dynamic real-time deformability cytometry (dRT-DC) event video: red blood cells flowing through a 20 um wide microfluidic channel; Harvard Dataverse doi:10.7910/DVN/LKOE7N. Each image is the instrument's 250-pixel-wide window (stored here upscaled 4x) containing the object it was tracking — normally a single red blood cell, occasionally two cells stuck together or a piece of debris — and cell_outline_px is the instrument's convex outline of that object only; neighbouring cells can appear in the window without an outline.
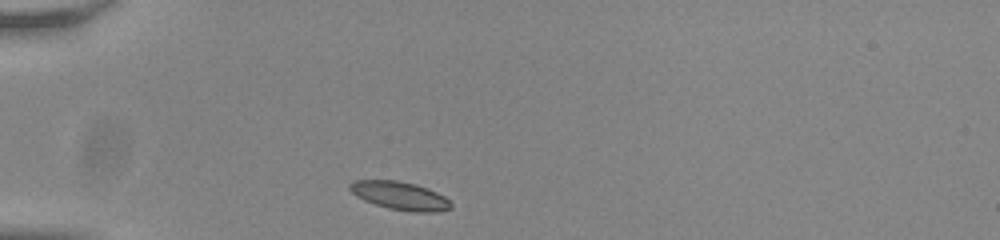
{"species": "common noctule bat (a hibernating species)", "species_latin": "Nyctalus noctula", "temperature_condition": "room temperature", "stored_images_in_passage": 33, "camera_frame_rate_fps": 3000, "um_per_image_px": 0.085, "animal": {"sex": "male", "body_mass_g": 20.0, "forearm_length_mm": 53.3}, "frame": {"image": 1, "passage_image": 1, "time_ms": 0.0, "image_size_px": [1000, 240], "cell_outline_px": [[452, 208], [436, 212], [412, 212], [388, 208], [364, 200], [356, 196], [348, 188], [348, 184], [352, 180], [396, 180], [416, 184], [428, 188], [444, 196], [452, 204]], "centroid_in_image_um": [33.98, 16.63], "position_along_channel_um": 51.0, "area_um2": 16.7}}
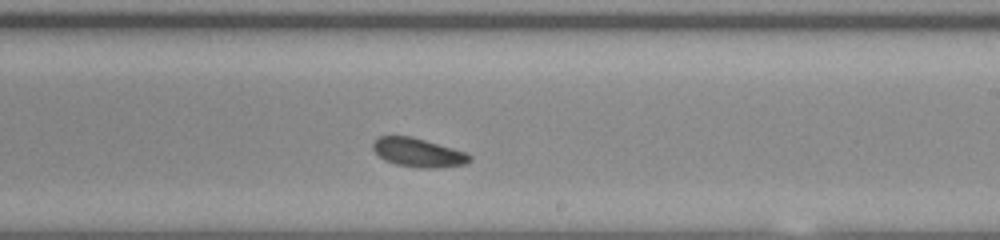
{"frame": {"image": 2, "passage_image": 19, "time_ms": 6.0, "image_size_px": [1000, 240], "cell_outline_px": [[472, 160], [464, 164], [436, 168], [424, 168], [396, 164], [384, 160], [372, 148], [372, 144], [380, 136], [412, 136], [468, 152], [472, 156]], "centroid_in_image_um": [35.59, 12.96], "position_along_channel_um": 253.4, "area_um2": 16.24}}
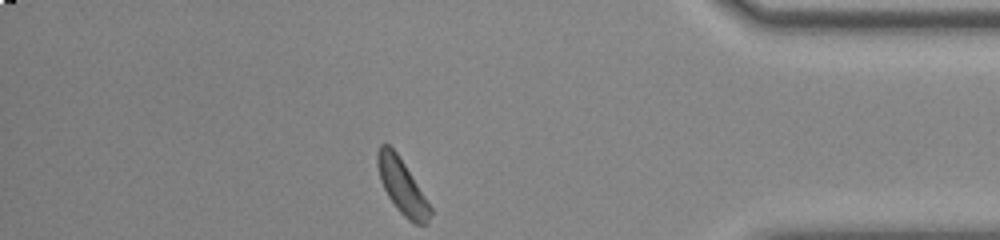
{"frame": {"image": 3, "passage_image": 33, "time_ms": 10.667, "image_size_px": [1000, 240], "cell_outline_px": [[432, 212], [428, 224], [416, 224], [408, 220], [396, 208], [388, 196], [380, 180], [376, 164], [376, 152], [380, 144], [388, 144], [396, 152], [404, 164], [432, 208]], "centroid_in_image_um": [34.15, 15.85], "position_along_channel_um": 401.0, "area_um2": 16.7}}